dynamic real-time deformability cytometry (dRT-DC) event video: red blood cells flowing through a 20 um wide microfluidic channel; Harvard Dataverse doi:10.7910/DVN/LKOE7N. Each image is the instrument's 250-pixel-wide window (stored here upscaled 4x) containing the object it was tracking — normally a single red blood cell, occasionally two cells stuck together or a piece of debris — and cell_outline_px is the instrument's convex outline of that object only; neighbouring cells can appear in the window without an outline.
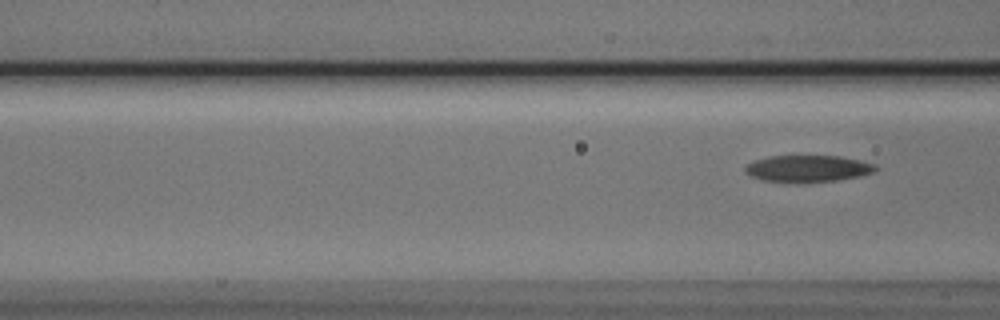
{"species": "Egyptian fruit bat (a non-hibernating species)", "species_latin": "Rousettus aegyptiacus", "temperature_condition": "cold", "stored_images_in_passage": 5, "segment_of_instrument_passage": [2, 2], "camera_frame_rate_fps": 3000, "um_per_image_px": 0.085, "animal": {"sex": "male"}, "frame": {"image": 1, "passage_image": 5, "time_ms": 1.333, "image_size_px": [1000, 320], "cell_outline_px": [[880, 168], [872, 172], [856, 176], [836, 180], [764, 180], [752, 176], [744, 172], [744, 168], [748, 164], [756, 160], [768, 156], [840, 156], [860, 160], [876, 164]], "centroid_in_image_um": [68.7, 14.28], "position_along_channel_um": 97.9, "area_um2": 19.42}}